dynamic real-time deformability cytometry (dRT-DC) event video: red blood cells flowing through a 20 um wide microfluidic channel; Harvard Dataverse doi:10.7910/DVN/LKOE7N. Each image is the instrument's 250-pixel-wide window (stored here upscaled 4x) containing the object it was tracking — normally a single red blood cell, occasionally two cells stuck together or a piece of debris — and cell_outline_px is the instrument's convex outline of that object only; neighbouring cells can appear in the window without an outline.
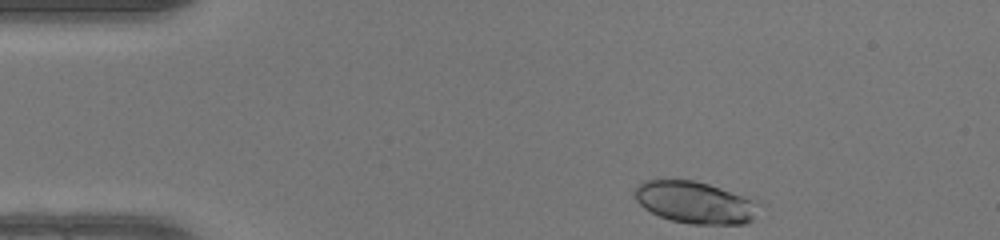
{"species": "human", "species_latin": "Homo sapiens", "temperature_condition": "warm", "stored_images_in_passage": 43, "camera_frame_rate_fps": 3000, "um_per_image_px": 0.085, "donor": {"sex": "female"}, "frame": {"image": 1, "passage_image": 1, "time_ms": 0.0, "image_size_px": [1000, 240], "cell_outline_px": [[764, 204], [752, 220], [744, 224], [692, 224], [672, 220], [660, 216], [644, 208], [636, 200], [632, 192], [636, 184], [644, 180], [696, 180], [756, 196]], "centroid_in_image_um": [59.21, 17.18], "position_along_channel_um": 25.8, "area_um2": 31.67}}
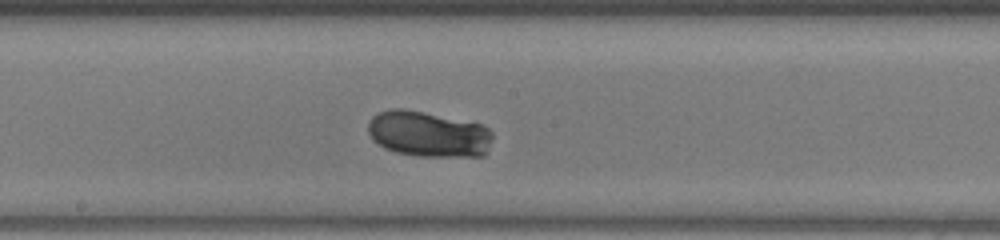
{"frame": {"image": 2, "passage_image": 20, "time_ms": 6.333, "image_size_px": [1000, 240], "cell_outline_px": [[492, 140], [484, 156], [420, 156], [396, 152], [384, 148], [372, 140], [368, 132], [368, 120], [372, 116], [380, 112], [392, 108], [404, 108], [484, 124], [492, 132]], "centroid_in_image_um": [36.4, 11.39], "position_along_channel_um": 211.8, "area_um2": 33.47}}
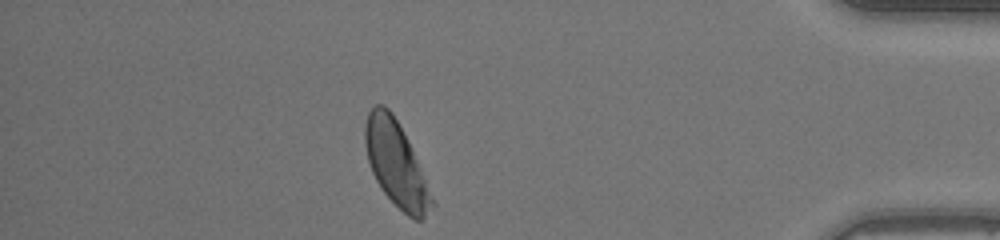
{"frame": {"image": 3, "passage_image": 37, "time_ms": 12.0, "image_size_px": [1000, 240], "cell_outline_px": [[436, 204], [420, 220], [416, 220], [408, 216], [380, 188], [372, 172], [368, 160], [364, 144], [364, 124], [368, 112], [376, 104], [384, 104], [392, 112], [416, 160]], "centroid_in_image_um": [33.62, 13.92], "position_along_channel_um": 401.6, "area_um2": 32.14}, "authors_computed_cell_mechanics": {"area_um2": 32.0212, "velocity_mm_per_s": 4.1164, "shape_relaxation_time_tau1_ms": 3.1875, "shape_relaxation_time_tau2_ms": null, "deformation_change_tau1": 0.1746, "deformation_change_tau2": null}}